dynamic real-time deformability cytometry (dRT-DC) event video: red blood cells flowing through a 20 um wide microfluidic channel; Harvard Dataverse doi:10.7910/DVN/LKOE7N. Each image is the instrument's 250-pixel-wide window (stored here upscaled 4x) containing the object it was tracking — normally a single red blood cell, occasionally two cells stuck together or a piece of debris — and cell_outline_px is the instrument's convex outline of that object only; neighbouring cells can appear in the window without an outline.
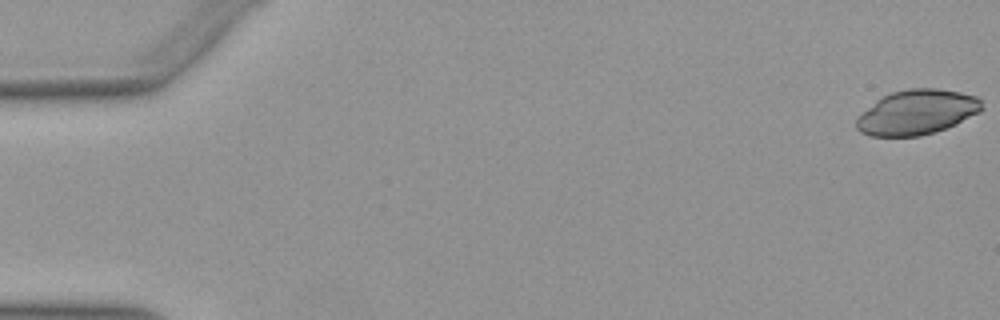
{"species": "Egyptian fruit bat (a non-hibernating species)", "species_latin": "Rousettus aegyptiacus", "temperature_condition": "warm", "stored_images_in_passage": 52, "camera_frame_rate_fps": 3000, "um_per_image_px": 0.085, "animal": {"sex": "female"}, "frame": {"image": 1, "passage_image": 1, "time_ms": 0.0, "image_size_px": [1000, 320], "cell_outline_px": [[984, 108], [980, 112], [956, 124], [920, 136], [868, 136], [860, 132], [856, 128], [856, 120], [876, 100], [892, 92], [908, 88], [936, 88], [960, 92], [976, 96], [980, 100]], "centroid_in_image_um": [77.95, 9.54], "position_along_channel_um": 7.0, "area_um2": 32.54}}
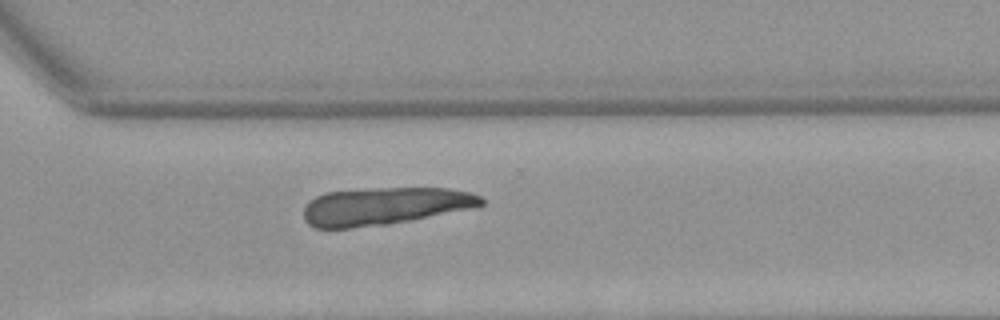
{"frame": {"image": 2, "passage_image": 38, "time_ms": 12.333, "image_size_px": [1000, 320], "cell_outline_px": [[484, 204], [468, 208], [388, 224], [352, 228], [316, 228], [308, 224], [304, 220], [304, 208], [308, 200], [316, 196], [328, 192], [376, 188], [448, 188], [468, 192], [480, 196], [484, 200]], "centroid_in_image_um": [32.61, 17.52], "position_along_channel_um": 338.0, "area_um2": 38.38}}
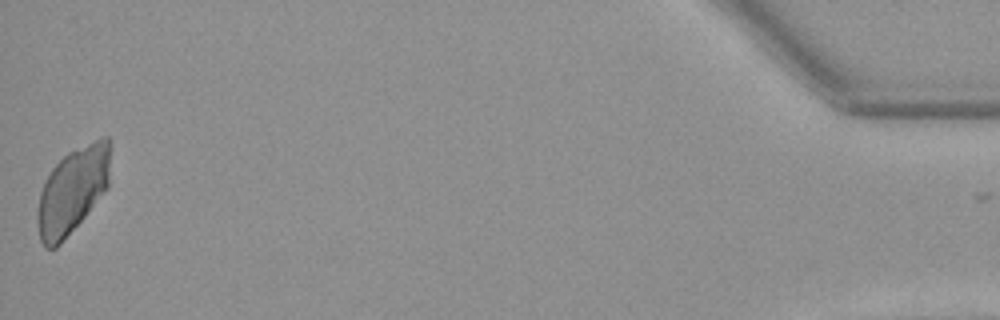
{"frame": {"image": 3, "passage_image": 52, "time_ms": 17.0, "image_size_px": [1000, 320], "cell_outline_px": [[108, 188], [60, 244], [56, 248], [44, 248], [40, 240], [36, 220], [36, 212], [40, 192], [52, 168], [68, 152], [104, 136], [108, 136]], "centroid_in_image_um": [6.11, 16.24], "position_along_channel_um": 429.1, "area_um2": 35.89}}